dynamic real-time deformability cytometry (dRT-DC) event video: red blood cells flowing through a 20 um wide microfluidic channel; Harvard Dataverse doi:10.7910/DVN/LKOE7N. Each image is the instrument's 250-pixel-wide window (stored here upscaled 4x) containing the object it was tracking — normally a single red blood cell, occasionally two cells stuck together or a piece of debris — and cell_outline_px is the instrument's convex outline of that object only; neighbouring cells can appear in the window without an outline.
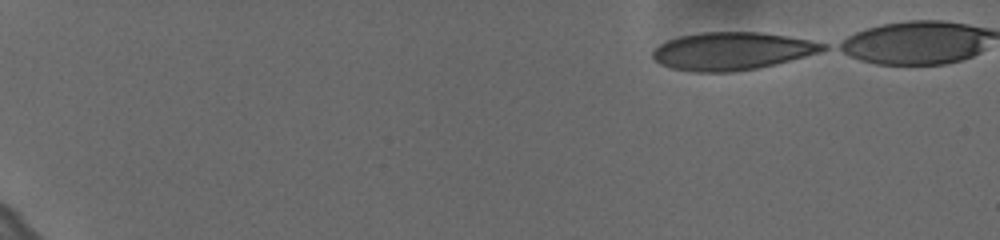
{"species": "human", "species_latin": "Homo sapiens", "temperature_condition": "cold", "stored_images_in_passage": 11, "camera_frame_rate_fps": 3000, "um_per_image_px": 0.085, "donor": {"sex": "female"}, "frame": {"image": 1, "passage_image": 1, "time_ms": 0.0, "image_size_px": [1000, 240], "cell_outline_px": [[828, 48], [820, 52], [756, 68], [732, 72], [692, 72], [672, 68], [660, 64], [652, 56], [652, 52], [660, 44], [668, 40], [680, 36], [700, 32], [760, 32], [808, 40], [828, 44]], "centroid_in_image_um": [62.18, 4.34], "position_along_channel_um": 22.8, "area_um2": 37.05}}
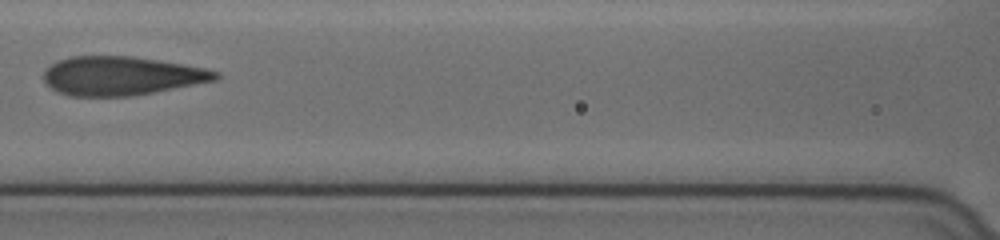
{"frame": {"image": 2, "passage_image": 8, "time_ms": 2.333, "image_size_px": [1000, 240], "cell_outline_px": [[220, 76], [216, 80], [152, 92], [128, 96], [72, 96], [56, 92], [44, 80], [44, 72], [52, 64], [60, 60], [72, 56], [132, 56], [160, 60], [204, 68], [220, 72]], "centroid_in_image_um": [10.32, 6.44], "position_along_channel_um": 156.3, "area_um2": 38.49}}
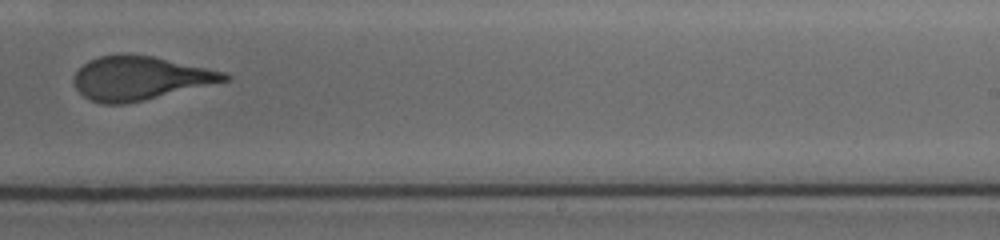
{"frame": {"image": 3, "passage_image": 11, "time_ms": 3.333, "image_size_px": [1000, 240], "cell_outline_px": [[232, 76], [228, 80], [144, 100], [124, 104], [104, 104], [92, 100], [84, 96], [76, 88], [76, 72], [88, 60], [100, 56], [152, 56], [224, 72]], "centroid_in_image_um": [11.9, 6.66], "position_along_channel_um": 277.1, "area_um2": 37.11}}